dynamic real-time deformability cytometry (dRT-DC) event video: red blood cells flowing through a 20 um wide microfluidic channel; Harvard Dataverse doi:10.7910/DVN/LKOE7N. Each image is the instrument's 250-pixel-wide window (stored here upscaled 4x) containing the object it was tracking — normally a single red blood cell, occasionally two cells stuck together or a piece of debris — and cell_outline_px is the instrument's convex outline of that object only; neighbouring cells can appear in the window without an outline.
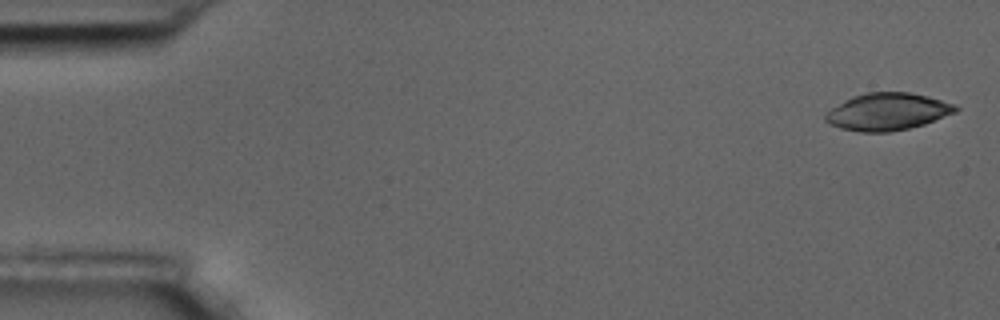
{"species": "common noctule bat (a hibernating species)", "species_latin": "Nyctalus noctula", "temperature_condition": "room temperature", "stored_images_in_passage": 5, "camera_frame_rate_fps": 3000, "um_per_image_px": 0.085, "animal": {"sex": "male", "body_mass_g": 17.5, "forearm_length_mm": 52.3}, "frame": {"image": 1, "passage_image": 1, "time_ms": 0.0, "image_size_px": [1000, 320], "cell_outline_px": [[960, 108], [956, 112], [924, 124], [908, 128], [888, 132], [860, 132], [840, 128], [824, 120], [824, 112], [852, 96], [868, 92], [908, 92], [928, 96], [956, 104]], "centroid_in_image_um": [75.43, 9.49], "position_along_channel_um": 9.6, "area_um2": 28.26}}